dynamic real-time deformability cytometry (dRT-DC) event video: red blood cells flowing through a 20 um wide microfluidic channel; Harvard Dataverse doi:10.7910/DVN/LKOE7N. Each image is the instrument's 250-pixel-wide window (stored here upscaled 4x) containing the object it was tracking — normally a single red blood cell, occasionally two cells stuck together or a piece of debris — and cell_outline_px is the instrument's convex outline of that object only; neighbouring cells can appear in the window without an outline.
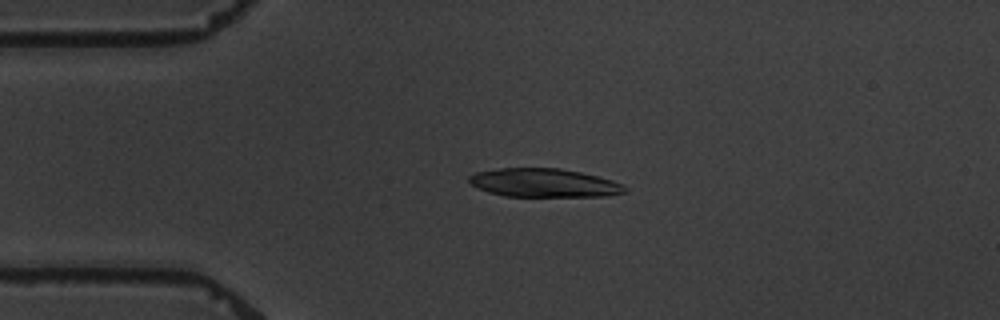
{"species": "common noctule bat (a hibernating species)", "species_latin": "Nyctalus noctula", "temperature_condition": "warm", "stored_images_in_passage": 6, "camera_frame_rate_fps": 3000, "um_per_image_px": 0.085, "animal": {"sex": "male", "body_mass_g": 19.5, "forearm_length_mm": 54.6}, "frame": {"image": 1, "passage_image": 4, "time_ms": 3.333, "image_size_px": [1000, 320], "cell_outline_px": [[628, 192], [608, 196], [504, 196], [488, 192], [472, 184], [468, 180], [468, 176], [476, 172], [500, 168], [560, 168], [580, 172], [612, 180], [624, 184], [628, 188]], "centroid_in_image_um": [46.28, 15.54], "position_along_channel_um": 38.7, "area_um2": 25.95}}
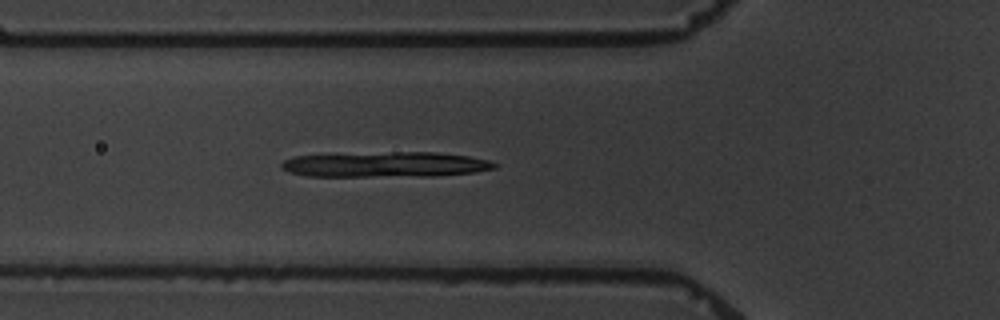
{"frame": {"image": 2, "passage_image": 6, "time_ms": 5.667, "image_size_px": [1000, 320], "cell_outline_px": [[496, 168], [476, 172], [432, 176], [308, 176], [292, 172], [280, 168], [280, 164], [284, 160], [292, 156], [392, 152], [436, 152], [468, 156], [488, 160], [496, 164]], "centroid_in_image_um": [32.78, 13.98], "position_along_channel_um": 93.0, "area_um2": 31.21}}